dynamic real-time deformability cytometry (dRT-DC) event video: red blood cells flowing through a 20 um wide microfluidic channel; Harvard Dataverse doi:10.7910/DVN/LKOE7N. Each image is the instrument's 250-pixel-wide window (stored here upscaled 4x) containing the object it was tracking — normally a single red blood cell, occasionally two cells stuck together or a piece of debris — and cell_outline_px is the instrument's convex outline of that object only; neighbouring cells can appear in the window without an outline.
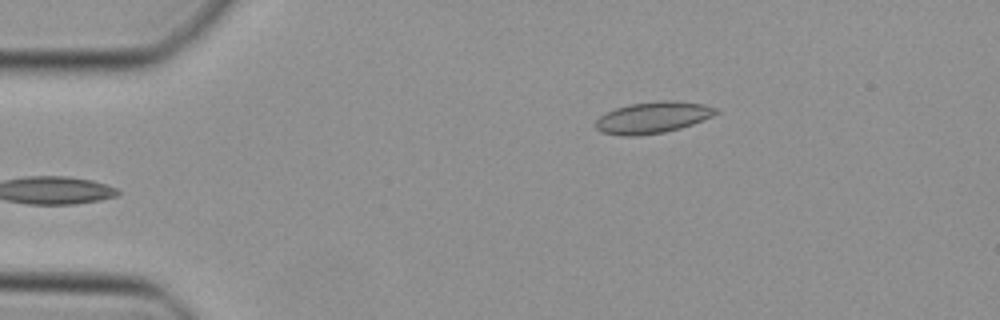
{"species": "Egyptian fruit bat (a non-hibernating species)", "species_latin": "Rousettus aegyptiacus", "temperature_condition": "cold", "stored_images_in_passage": 40, "camera_frame_rate_fps": 3000, "um_per_image_px": 0.085, "animal": {"sex": "female"}, "frame": {"image": 1, "passage_image": 1, "time_ms": 0.0, "image_size_px": [1000, 320], "cell_outline_px": [[720, 112], [712, 116], [692, 124], [680, 128], [664, 132], [636, 136], [620, 136], [600, 132], [596, 128], [596, 120], [604, 112], [628, 104], [660, 100], [672, 100], [704, 104], [720, 108]], "centroid_in_image_um": [55.49, 9.98], "position_along_channel_um": 29.5, "area_um2": 22.31}}
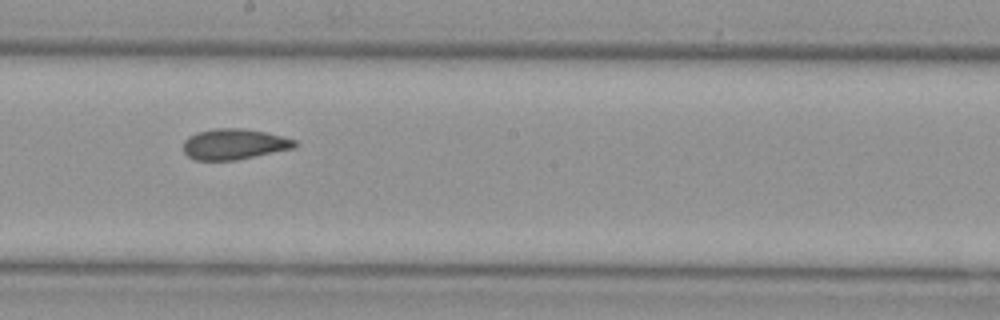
{"frame": {"image": 2, "passage_image": 19, "time_ms": 6.0, "image_size_px": [1000, 320], "cell_outline_px": [[296, 148], [236, 160], [196, 160], [188, 156], [184, 152], [184, 140], [188, 136], [196, 132], [216, 128], [244, 128], [264, 132], [296, 140]], "centroid_in_image_um": [19.89, 12.25], "position_along_channel_um": 228.3, "area_um2": 19.94}}
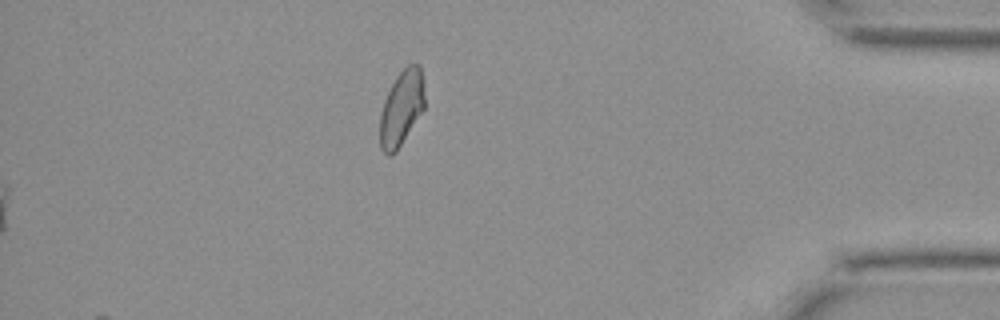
{"frame": {"image": 3, "passage_image": 34, "time_ms": 11.0, "image_size_px": [1000, 320], "cell_outline_px": [[424, 108], [396, 152], [392, 156], [388, 156], [380, 148], [380, 112], [384, 100], [396, 76], [408, 64], [420, 64], [424, 84]], "centroid_in_image_um": [34.12, 9.19], "position_along_channel_um": 401.1, "area_um2": 19.59}}